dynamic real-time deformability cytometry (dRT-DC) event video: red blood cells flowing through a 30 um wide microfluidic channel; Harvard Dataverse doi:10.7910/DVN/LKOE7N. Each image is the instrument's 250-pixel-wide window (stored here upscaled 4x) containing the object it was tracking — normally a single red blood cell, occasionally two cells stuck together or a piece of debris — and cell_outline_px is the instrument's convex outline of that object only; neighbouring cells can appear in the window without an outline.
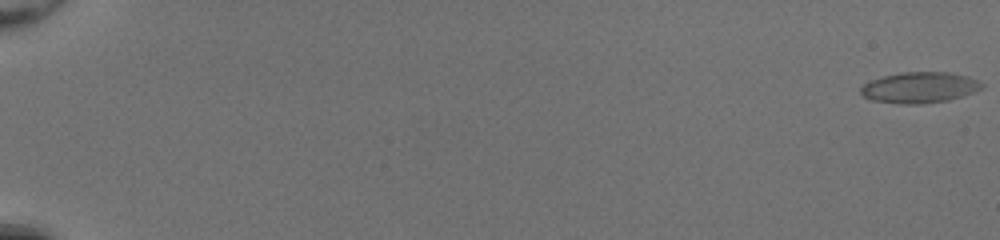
{"species": "common noctule bat (a hibernating species)", "species_latin": "Nyctalus noctula", "temperature_condition": "room temperature", "stored_images_in_passage": 54, "camera_frame_rate_fps": 3000, "um_per_image_px": 0.085, "animal": {"sex": "female", "body_mass_g": 20.0, "forearm_length_mm": 54.0}, "frame": {"image": 1, "passage_image": 1, "time_ms": 0.0, "image_size_px": [1000, 240], "cell_outline_px": [[984, 88], [948, 100], [920, 104], [900, 104], [872, 100], [864, 96], [860, 92], [860, 88], [864, 84], [872, 80], [884, 76], [900, 72], [952, 72], [968, 76], [984, 84]], "centroid_in_image_um": [78.17, 7.43], "position_along_channel_um": 6.8, "area_um2": 21.73}}
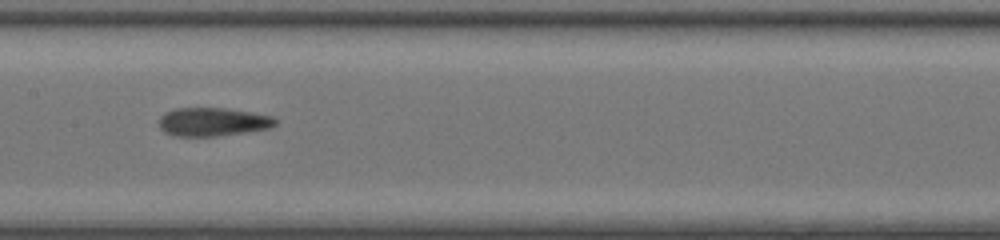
{"frame": {"image": 2, "passage_image": 31, "time_ms": 10.0, "image_size_px": [1000, 240], "cell_outline_px": [[280, 120], [272, 128], [216, 136], [172, 136], [164, 132], [160, 128], [160, 116], [164, 112], [176, 108], [224, 108], [252, 112], [272, 116]], "centroid_in_image_um": [18.1, 10.36], "position_along_channel_um": 189.3, "area_um2": 19.48}}
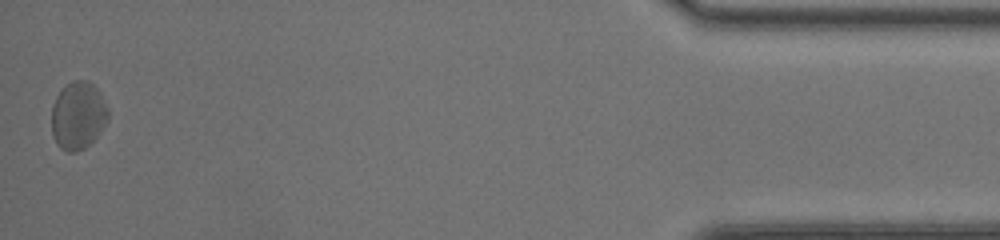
{"frame": {"image": 3, "passage_image": 54, "time_ms": 17.667, "image_size_px": [1000, 240], "cell_outline_px": [[108, 120], [96, 136], [84, 148], [76, 152], [68, 152], [60, 148], [56, 144], [52, 136], [52, 104], [56, 96], [72, 80], [88, 80], [100, 92], [108, 108]], "centroid_in_image_um": [6.62, 9.82], "position_along_channel_um": 428.6, "area_um2": 22.25}, "authors_computed_cell_mechanics": {"area_um2": 20.23, "velocity_mm_per_s": 4.0895, "shape_relaxation_time_tau1_ms": 2.0847, "shape_relaxation_time_tau2_ms": 1.1248, "deformation_change_tau1": 0.0832, "deformation_change_tau2": 0.0768}}